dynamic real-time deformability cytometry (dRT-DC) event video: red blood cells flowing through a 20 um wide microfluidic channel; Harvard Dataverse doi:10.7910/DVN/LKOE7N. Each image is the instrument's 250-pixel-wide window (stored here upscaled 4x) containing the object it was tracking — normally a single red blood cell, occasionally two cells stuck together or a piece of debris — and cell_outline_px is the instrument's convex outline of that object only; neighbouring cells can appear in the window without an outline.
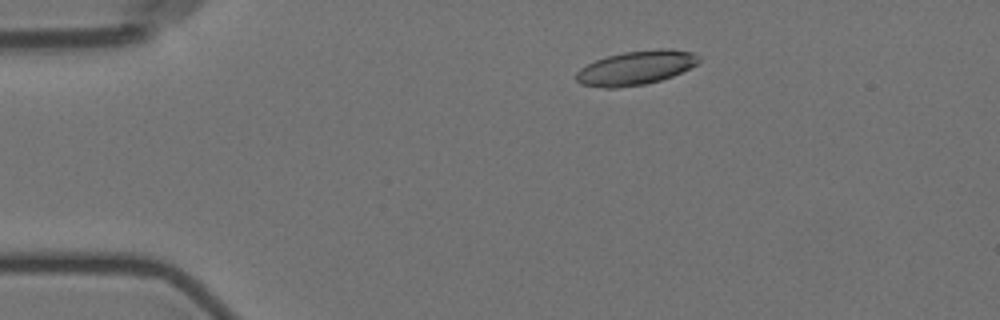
{"species": "Egyptian fruit bat (a non-hibernating species)", "species_latin": "Rousettus aegyptiacus", "temperature_condition": "room temperature", "stored_images_in_passage": 5, "camera_frame_rate_fps": 3000, "um_per_image_px": 0.085, "animal": {"sex": "female"}, "frame": {"image": 1, "passage_image": 2, "time_ms": 2.0, "image_size_px": [1000, 320], "cell_outline_px": [[700, 60], [696, 64], [672, 76], [660, 80], [644, 84], [616, 88], [604, 88], [580, 84], [576, 80], [576, 72], [580, 68], [596, 60], [608, 56], [624, 52], [660, 48], [668, 48], [692, 52], [700, 56]], "centroid_in_image_um": [54.04, 5.76], "position_along_channel_um": 31.0, "area_um2": 24.22}}
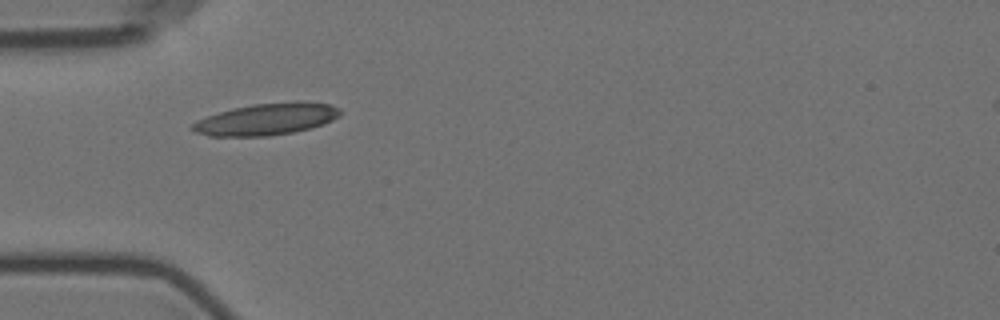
{"frame": {"image": 2, "passage_image": 4, "time_ms": 4.333, "image_size_px": [1000, 320], "cell_outline_px": [[340, 116], [324, 124], [292, 132], [268, 136], [208, 136], [196, 132], [192, 128], [192, 124], [196, 120], [232, 108], [252, 104], [300, 100], [332, 104], [340, 108]], "centroid_in_image_um": [22.69, 10.11], "position_along_channel_um": 62.3, "area_um2": 27.46}}
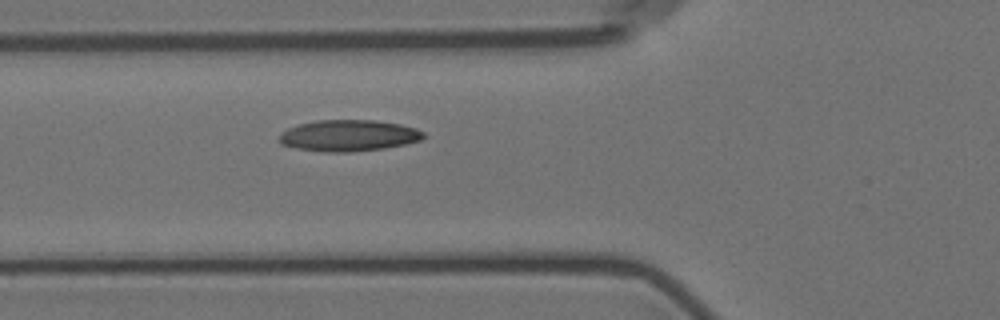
{"frame": {"image": 3, "passage_image": 5, "time_ms": 5.333, "image_size_px": [1000, 320], "cell_outline_px": [[424, 136], [420, 140], [404, 144], [384, 148], [348, 152], [324, 152], [296, 148], [280, 144], [276, 140], [280, 132], [296, 124], [316, 120], [376, 120], [400, 124], [416, 128], [424, 132]], "centroid_in_image_um": [29.56, 11.51], "position_along_channel_um": 96.2, "area_um2": 26.59}}